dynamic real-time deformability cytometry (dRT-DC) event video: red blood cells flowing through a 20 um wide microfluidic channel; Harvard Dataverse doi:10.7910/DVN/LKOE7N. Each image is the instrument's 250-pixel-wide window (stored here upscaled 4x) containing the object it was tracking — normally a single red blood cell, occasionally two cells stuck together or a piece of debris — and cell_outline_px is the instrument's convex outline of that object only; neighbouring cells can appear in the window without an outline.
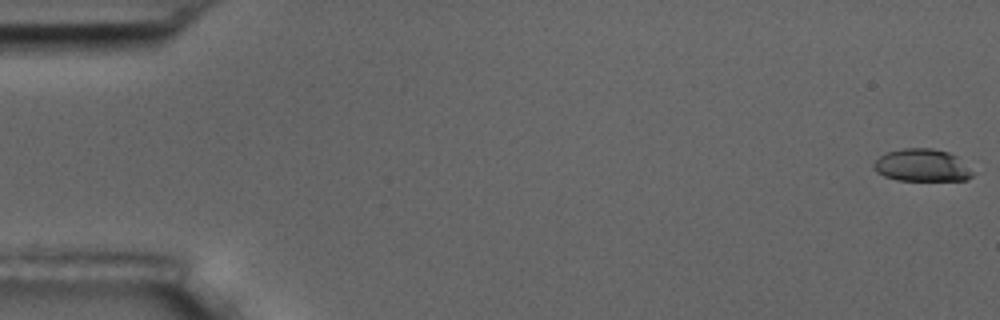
{"species": "common noctule bat (a hibernating species)", "species_latin": "Nyctalus noctula", "temperature_condition": "room temperature", "stored_images_in_passage": 56, "camera_frame_rate_fps": 3000, "um_per_image_px": 0.085, "animal": {"sex": "male", "body_mass_g": 17.5, "forearm_length_mm": 52.3}, "frame": {"image": 1, "passage_image": 1, "time_ms": 0.0, "image_size_px": [1000, 320], "cell_outline_px": [[972, 176], [968, 180], [896, 180], [884, 176], [876, 172], [872, 164], [884, 152], [904, 148], [932, 148], [948, 152], [956, 156], [972, 172]], "centroid_in_image_um": [78.31, 14.05], "position_along_channel_um": 6.7, "area_um2": 18.61}}
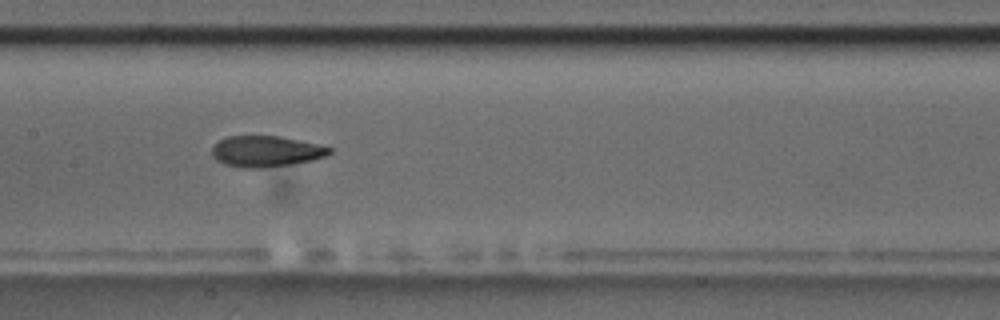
{"frame": {"image": 2, "passage_image": 28, "time_ms": 9.0, "image_size_px": [1000, 320], "cell_outline_px": [[332, 152], [324, 156], [312, 160], [292, 164], [260, 168], [240, 168], [224, 164], [216, 160], [212, 156], [212, 148], [220, 140], [228, 136], [280, 136], [316, 144], [332, 148]], "centroid_in_image_um": [22.58, 12.87], "position_along_channel_um": 184.8, "area_um2": 21.1}}
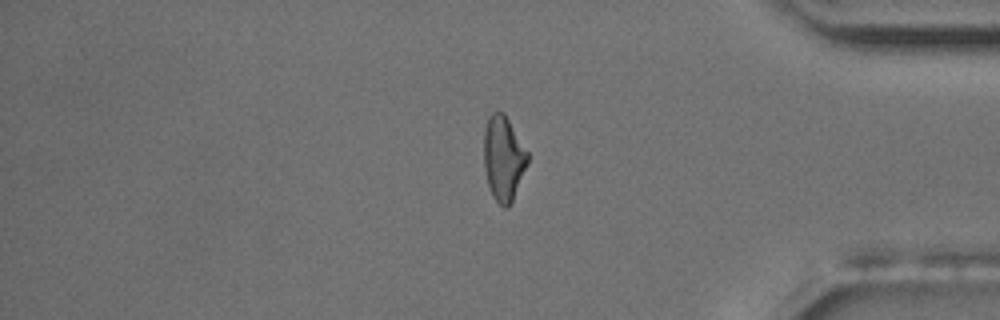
{"frame": {"image": 3, "passage_image": 47, "time_ms": 15.333, "image_size_px": [1000, 320], "cell_outline_px": [[528, 164], [512, 200], [508, 208], [504, 208], [492, 196], [488, 184], [484, 168], [484, 132], [488, 116], [492, 112], [504, 112], [528, 152]], "centroid_in_image_um": [42.79, 13.45], "position_along_channel_um": 392.4, "area_um2": 21.56}, "authors_computed_cell_mechanics": {"area_um2": 21.386, "velocity_mm_per_s": 3.66, "shape_relaxation_time_tau1_ms": 5.5091, "shape_relaxation_time_tau2_ms": 2.9904, "deformation_change_tau1": 0.1723, "deformation_change_tau2": 0.0907}}